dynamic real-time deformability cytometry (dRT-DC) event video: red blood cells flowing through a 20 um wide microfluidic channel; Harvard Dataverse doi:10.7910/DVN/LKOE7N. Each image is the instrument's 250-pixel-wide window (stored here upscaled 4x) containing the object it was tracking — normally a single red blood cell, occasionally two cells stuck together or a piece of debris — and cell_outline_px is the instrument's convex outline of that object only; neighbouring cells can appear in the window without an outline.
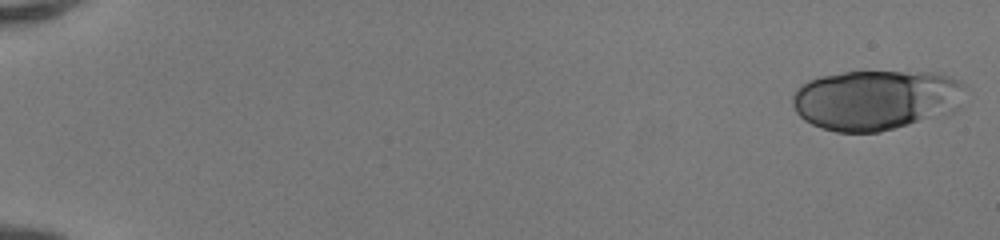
{"species": "human", "species_latin": "Homo sapiens", "temperature_condition": "room temperature", "stored_images_in_passage": 50, "camera_frame_rate_fps": 3000, "um_per_image_px": 0.085, "donor": {"sex": "female"}, "frame": {"image": 1, "passage_image": 1, "time_ms": 0.0, "image_size_px": [1000, 240], "cell_outline_px": [[964, 88], [960, 108], [952, 112], [880, 132], [836, 132], [812, 124], [804, 120], [796, 112], [792, 104], [792, 96], [796, 88], [800, 84], [808, 80], [820, 76], [844, 72], [932, 72], [948, 76], [960, 80]], "centroid_in_image_um": [74.43, 8.48], "position_along_channel_um": 10.6, "area_um2": 60.69}}
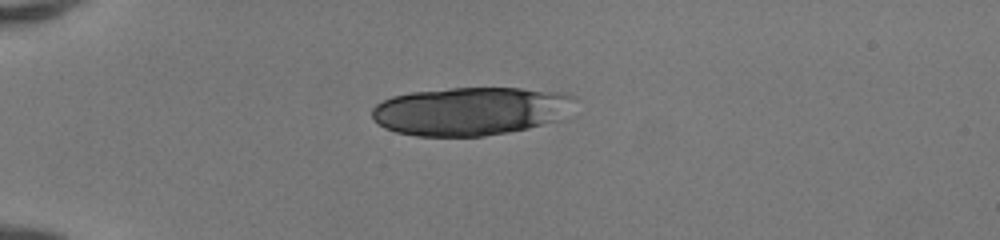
{"frame": {"image": 2, "passage_image": 14, "time_ms": 4.333, "image_size_px": [1000, 240], "cell_outline_px": [[572, 96], [556, 120], [528, 128], [508, 132], [484, 136], [416, 136], [396, 132], [384, 128], [372, 120], [372, 108], [376, 104], [392, 96], [412, 92], [452, 88], [520, 88], [564, 92]], "centroid_in_image_um": [39.84, 9.45], "position_along_channel_um": 45.2, "area_um2": 56.3}}